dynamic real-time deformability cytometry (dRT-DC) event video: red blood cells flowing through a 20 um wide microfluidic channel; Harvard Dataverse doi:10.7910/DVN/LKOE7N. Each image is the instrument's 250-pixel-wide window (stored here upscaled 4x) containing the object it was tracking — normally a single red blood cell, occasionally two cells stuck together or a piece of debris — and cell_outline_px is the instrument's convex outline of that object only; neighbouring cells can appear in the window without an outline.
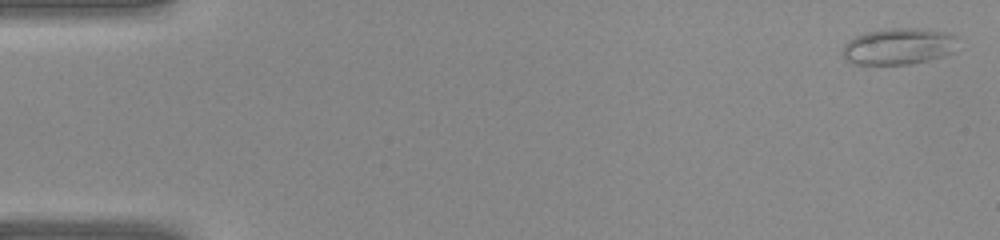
{"species": "common noctule bat (a hibernating species)", "species_latin": "Nyctalus noctula", "temperature_condition": "warm", "stored_images_in_passage": 40, "camera_frame_rate_fps": 3000, "um_per_image_px": 0.085, "animal": {"sex": "female", "body_mass_g": 22.0, "forearm_length_mm": 56.7}, "frame": {"image": 1, "passage_image": 1, "time_ms": 0.0, "image_size_px": [1000, 240], "cell_outline_px": [[960, 36], [952, 52], [944, 56], [928, 60], [908, 64], [852, 64], [840, 52], [844, 44], [848, 40], [856, 36], [868, 32], [892, 28], [928, 28], [952, 32]], "centroid_in_image_um": [76.44, 3.92], "position_along_channel_um": 8.6, "area_um2": 24.85}}
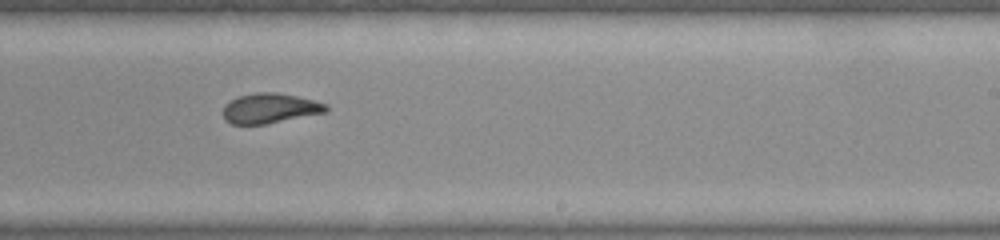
{"frame": {"image": 2, "passage_image": 25, "time_ms": 8.0, "image_size_px": [1000, 240], "cell_outline_px": [[328, 112], [264, 124], [232, 124], [224, 120], [224, 104], [236, 96], [256, 92], [276, 92], [316, 100], [328, 104]], "centroid_in_image_um": [22.95, 9.19], "position_along_channel_um": 266.0, "area_um2": 18.15}}
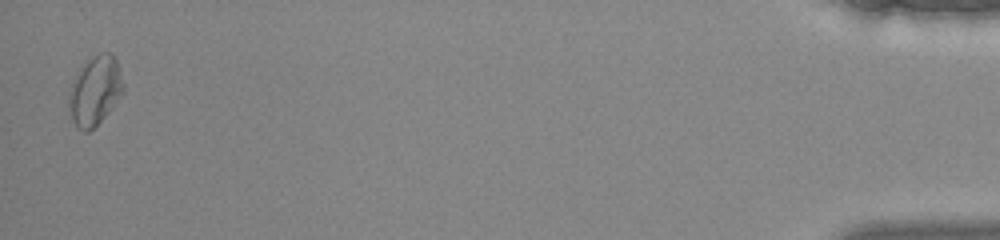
{"frame": {"image": 3, "passage_image": 40, "time_ms": 13.0, "image_size_px": [1000, 240], "cell_outline_px": [[124, 92], [108, 112], [88, 132], [84, 132], [76, 128], [72, 120], [68, 104], [68, 92], [76, 72], [92, 56], [100, 52], [112, 52], [116, 56], [124, 84]], "centroid_in_image_um": [8.07, 7.68], "position_along_channel_um": 427.1, "area_um2": 22.2}}